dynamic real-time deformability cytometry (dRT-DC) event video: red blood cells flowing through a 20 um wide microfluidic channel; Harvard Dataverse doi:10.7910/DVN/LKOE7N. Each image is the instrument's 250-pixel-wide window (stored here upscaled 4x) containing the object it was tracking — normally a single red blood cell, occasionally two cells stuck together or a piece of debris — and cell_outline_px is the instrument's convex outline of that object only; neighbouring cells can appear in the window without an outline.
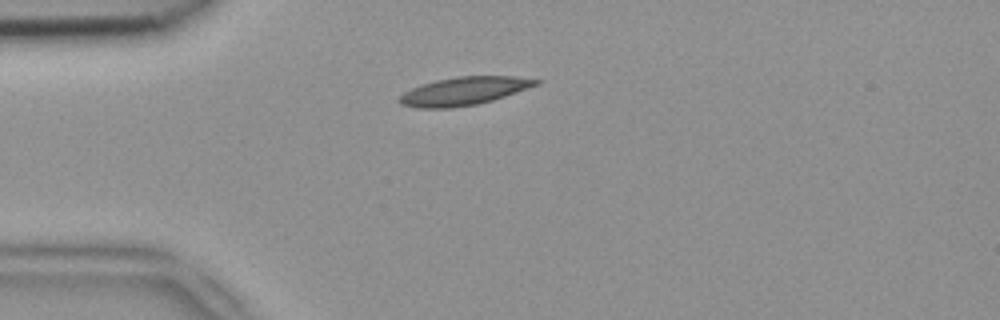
{"species": "common noctule bat (a hibernating species)", "species_latin": "Nyctalus noctula", "temperature_condition": "room temperature", "stored_images_in_passage": 39, "camera_frame_rate_fps": 3000, "um_per_image_px": 0.085, "animal": {"sex": "female", "body_mass_g": 18.4}, "frame": {"image": 1, "passage_image": 1, "time_ms": 0.0, "image_size_px": [1000, 320], "cell_outline_px": [[540, 84], [492, 100], [476, 104], [452, 108], [416, 108], [400, 104], [396, 100], [404, 92], [420, 84], [436, 80], [456, 76], [516, 76], [540, 80]], "centroid_in_image_um": [39.39, 7.74], "position_along_channel_um": 45.6, "area_um2": 22.43}}
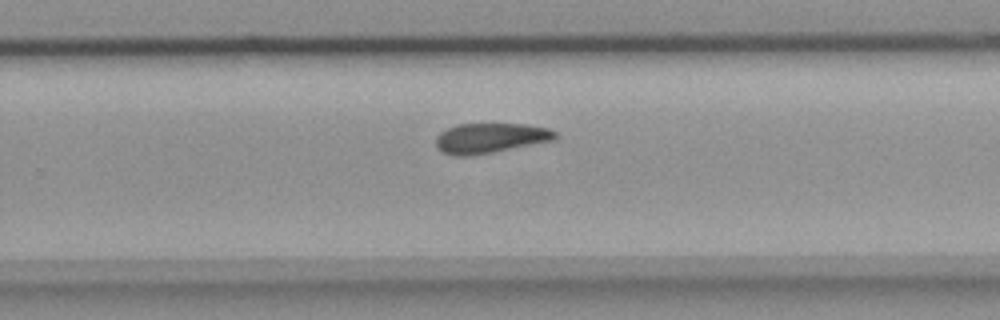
{"frame": {"image": 2, "passage_image": 21, "time_ms": 6.667, "image_size_px": [1000, 320], "cell_outline_px": [[560, 136], [556, 140], [492, 152], [468, 156], [452, 156], [444, 152], [436, 144], [436, 136], [440, 132], [456, 124], [524, 124], [548, 128], [556, 132]], "centroid_in_image_um": [41.71, 11.73], "position_along_channel_um": 288.1, "area_um2": 20.87}}
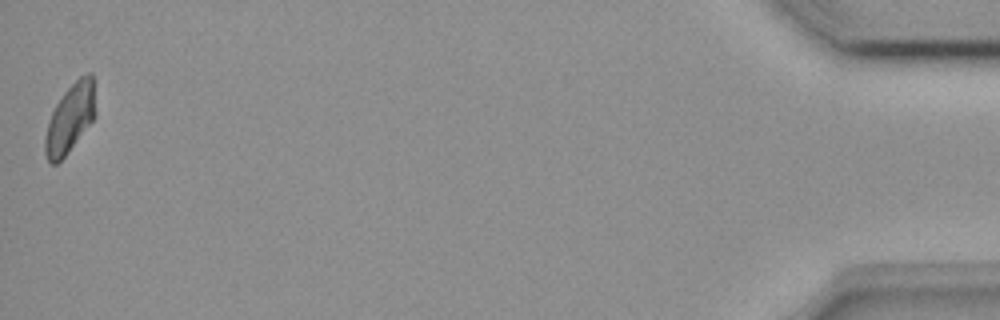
{"frame": {"image": 3, "passage_image": 39, "time_ms": 12.667, "image_size_px": [1000, 320], "cell_outline_px": [[96, 116], [68, 152], [56, 164], [52, 164], [48, 160], [44, 152], [44, 140], [48, 120], [56, 104], [64, 92], [80, 76], [88, 72], [92, 72], [96, 112]], "centroid_in_image_um": [5.96, 10.05], "position_along_channel_um": 429.2, "area_um2": 20.11}, "authors_computed_cell_mechanics": {"area_um2": 21.1548, "velocity_mm_per_s": 3.9114, "shape_relaxation_time_tau1_ms": 6.9276, "shape_relaxation_time_tau2_ms": 4.2501, "deformation_change_tau1": 0.1628, "deformation_change_tau2": 0.1067}}